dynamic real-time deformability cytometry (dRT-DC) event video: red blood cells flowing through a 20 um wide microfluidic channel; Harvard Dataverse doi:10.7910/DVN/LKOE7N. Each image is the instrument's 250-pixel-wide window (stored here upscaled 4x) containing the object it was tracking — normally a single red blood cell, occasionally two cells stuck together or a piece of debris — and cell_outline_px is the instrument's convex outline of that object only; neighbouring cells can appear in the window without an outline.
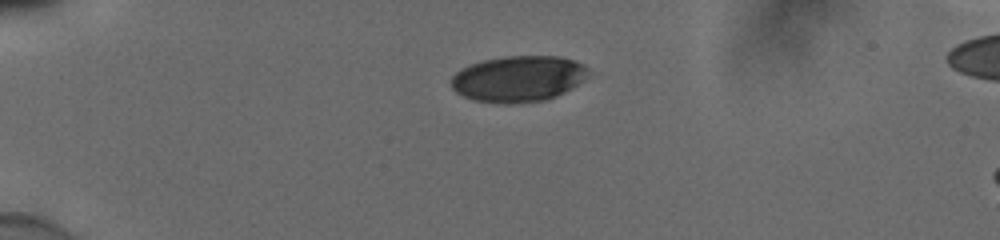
{"species": "human", "species_latin": "Homo sapiens", "temperature_condition": "cold", "stored_images_in_passage": 42, "camera_frame_rate_fps": 3000, "um_per_image_px": 0.085, "donor": {"sex": "male"}, "frame": {"image": 1, "passage_image": 1, "time_ms": 0.0, "image_size_px": [1000, 240], "cell_outline_px": [[588, 72], [572, 88], [556, 96], [544, 100], [512, 104], [500, 104], [472, 100], [456, 92], [452, 88], [452, 76], [460, 68], [484, 60], [508, 56], [560, 56], [584, 64], [588, 68]], "centroid_in_image_um": [44.02, 6.7], "position_along_channel_um": 41.0, "area_um2": 36.65}}
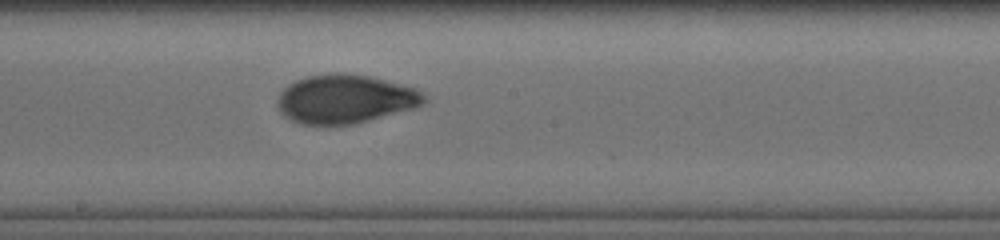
{"frame": {"image": 2, "passage_image": 19, "time_ms": 6.0, "image_size_px": [1000, 240], "cell_outline_px": [[428, 100], [424, 104], [412, 108], [352, 124], [304, 124], [292, 120], [280, 112], [276, 104], [276, 100], [280, 92], [288, 84], [296, 80], [308, 76], [368, 76], [416, 88]], "centroid_in_image_um": [29.31, 8.45], "position_along_channel_um": 218.9, "area_um2": 40.29}}
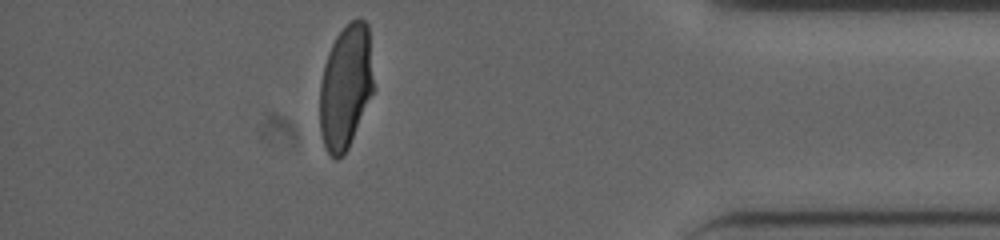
{"frame": {"image": 3, "passage_image": 36, "time_ms": 11.667, "image_size_px": [1000, 240], "cell_outline_px": [[376, 88], [348, 148], [336, 160], [324, 148], [320, 132], [320, 80], [324, 64], [328, 52], [336, 36], [352, 20], [360, 16], [368, 24]], "centroid_in_image_um": [29.41, 7.35], "position_along_channel_um": 405.8, "area_um2": 39.65}, "authors_computed_cell_mechanics": {"area_um2": 40.2577, "velocity_mm_per_s": 3.8547, "shape_relaxation_time_tau1_ms": 5.3197, "shape_relaxation_time_tau2_ms": 0.851, "deformation_change_tau1": 0.1894, "deformation_change_tau2": 0.0428}}